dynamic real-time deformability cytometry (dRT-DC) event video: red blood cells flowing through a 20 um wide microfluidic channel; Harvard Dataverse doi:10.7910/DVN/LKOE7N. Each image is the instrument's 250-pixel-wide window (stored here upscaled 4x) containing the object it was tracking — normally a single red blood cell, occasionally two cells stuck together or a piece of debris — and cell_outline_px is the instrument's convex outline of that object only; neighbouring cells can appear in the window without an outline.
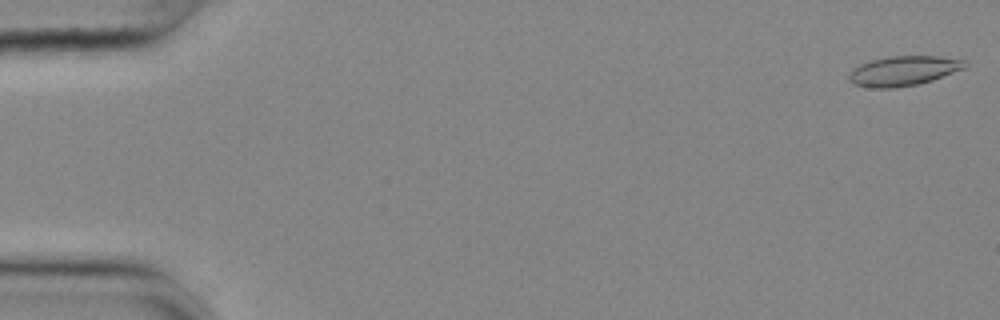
{"species": "common noctule bat (a hibernating species)", "species_latin": "Nyctalus noctula", "temperature_condition": "cold", "stored_images_in_passage": 55, "camera_frame_rate_fps": 3000, "um_per_image_px": 0.085, "animal": {"sex": "female", "body_mass_g": 25.1}, "frame": {"image": 1, "passage_image": 1, "time_ms": 0.0, "image_size_px": [1000, 320], "cell_outline_px": [[968, 64], [964, 68], [932, 80], [920, 84], [892, 88], [872, 88], [856, 84], [848, 80], [848, 72], [852, 68], [860, 64], [872, 60], [888, 56], [936, 56], [964, 60]], "centroid_in_image_um": [76.76, 6.02], "position_along_channel_um": 8.2, "area_um2": 20.06}}
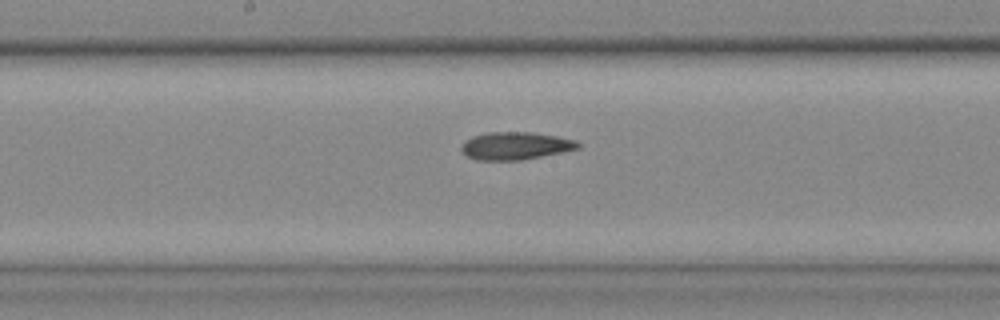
{"frame": {"image": 2, "passage_image": 29, "time_ms": 9.333, "image_size_px": [1000, 320], "cell_outline_px": [[580, 148], [520, 160], [476, 160], [468, 156], [460, 148], [464, 140], [472, 136], [488, 132], [532, 132], [556, 136], [576, 140], [580, 144]], "centroid_in_image_um": [43.78, 12.38], "position_along_channel_um": 204.4, "area_um2": 18.67}}
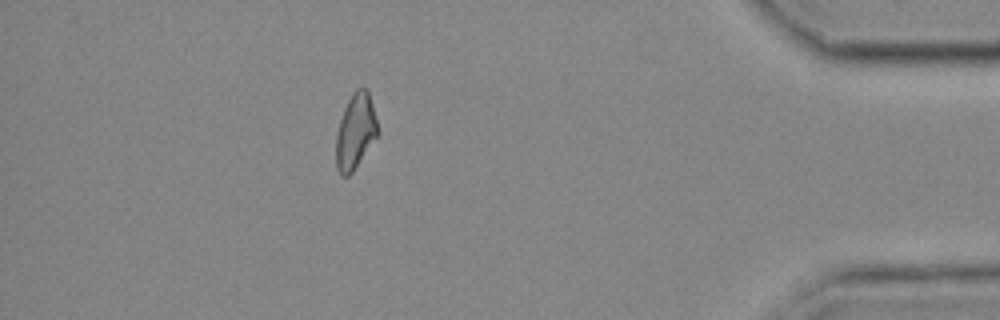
{"frame": {"image": 3, "passage_image": 49, "time_ms": 16.0, "image_size_px": [1000, 320], "cell_outline_px": [[380, 132], [352, 172], [348, 176], [340, 176], [336, 168], [336, 136], [340, 120], [344, 108], [352, 92], [356, 88], [368, 88]], "centroid_in_image_um": [30.22, 11.15], "position_along_channel_um": 405.0, "area_um2": 18.38}}